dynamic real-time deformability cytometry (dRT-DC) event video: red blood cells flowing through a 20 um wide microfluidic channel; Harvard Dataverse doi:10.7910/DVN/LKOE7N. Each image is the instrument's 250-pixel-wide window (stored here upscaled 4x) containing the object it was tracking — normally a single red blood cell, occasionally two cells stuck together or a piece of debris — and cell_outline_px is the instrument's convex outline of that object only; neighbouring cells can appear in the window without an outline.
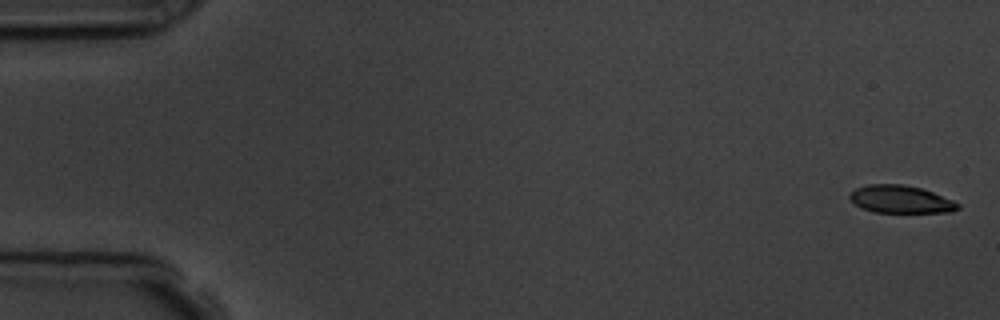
{"species": "common noctule bat (a hibernating species)", "species_latin": "Nyctalus noctula", "temperature_condition": "room temperature", "stored_images_in_passage": 6, "camera_frame_rate_fps": 3000, "um_per_image_px": 0.085, "animal": {"sex": "male", "body_mass_g": 19.5, "forearm_length_mm": 54.6}, "frame": {"image": 1, "passage_image": 1, "time_ms": 0.0, "image_size_px": [1000, 320], "cell_outline_px": [[960, 208], [952, 212], [872, 212], [856, 204], [848, 196], [856, 188], [868, 184], [904, 184], [920, 188], [932, 192], [952, 200], [960, 204]], "centroid_in_image_um": [76.57, 16.94], "position_along_channel_um": 8.4, "area_um2": 17.22}}
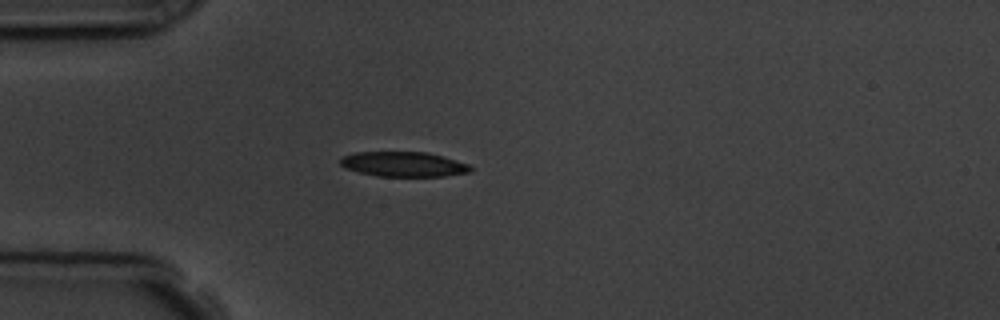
{"frame": {"image": 2, "passage_image": 5, "time_ms": 4.667, "image_size_px": [1000, 320], "cell_outline_px": [[472, 172], [444, 176], [376, 176], [344, 168], [340, 164], [340, 156], [356, 152], [428, 152], [444, 156], [468, 164], [472, 168]], "centroid_in_image_um": [34.29, 13.95], "position_along_channel_um": 50.7, "area_um2": 19.02}}